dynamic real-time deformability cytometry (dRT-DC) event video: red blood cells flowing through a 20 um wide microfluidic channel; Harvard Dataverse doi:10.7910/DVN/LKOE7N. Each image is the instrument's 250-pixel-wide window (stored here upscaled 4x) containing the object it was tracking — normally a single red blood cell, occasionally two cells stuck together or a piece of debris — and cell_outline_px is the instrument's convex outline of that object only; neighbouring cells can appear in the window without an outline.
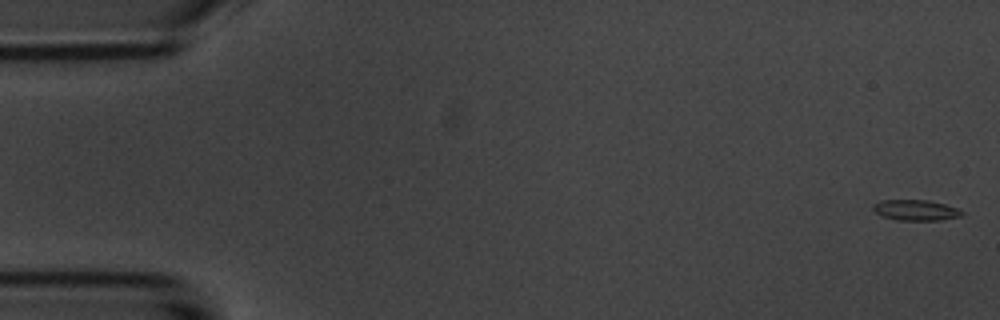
{"species": "common noctule bat (a hibernating species)", "species_latin": "Nyctalus noctula", "temperature_condition": "room temperature", "stored_images_in_passage": 15, "camera_frame_rate_fps": 3000, "um_per_image_px": 0.085, "animal": {"sex": "male", "body_mass_g": 20.1, "forearm_length_mm": 53.5}, "frame": {"image": 1, "passage_image": 1, "time_ms": 0.0, "image_size_px": [1000, 320], "cell_outline_px": [[964, 216], [940, 220], [896, 220], [884, 216], [876, 212], [872, 208], [872, 204], [880, 200], [928, 200], [944, 204], [956, 208], [964, 212]], "centroid_in_image_um": [77.85, 17.86], "position_along_channel_um": 7.2, "area_um2": 10.69}}
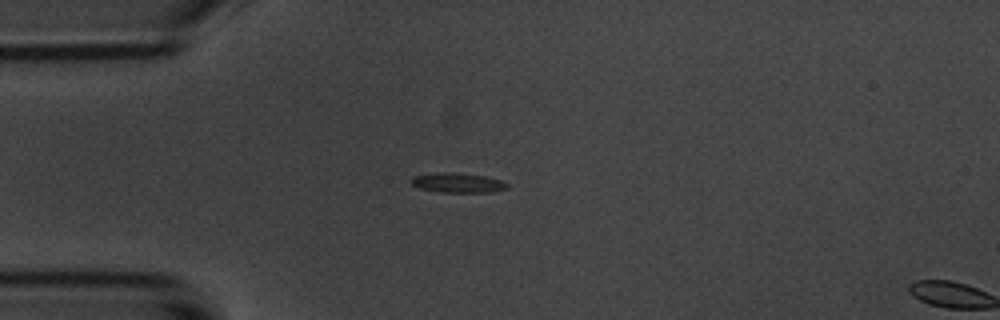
{"frame": {"image": 2, "passage_image": 14, "time_ms": 4.333, "image_size_px": [1000, 320], "cell_outline_px": [[508, 188], [492, 192], [440, 192], [420, 188], [412, 184], [408, 180], [412, 176], [436, 172], [456, 172], [484, 176], [500, 180], [508, 184]], "centroid_in_image_um": [38.86, 15.52], "position_along_channel_um": 46.1, "area_um2": 11.1}}